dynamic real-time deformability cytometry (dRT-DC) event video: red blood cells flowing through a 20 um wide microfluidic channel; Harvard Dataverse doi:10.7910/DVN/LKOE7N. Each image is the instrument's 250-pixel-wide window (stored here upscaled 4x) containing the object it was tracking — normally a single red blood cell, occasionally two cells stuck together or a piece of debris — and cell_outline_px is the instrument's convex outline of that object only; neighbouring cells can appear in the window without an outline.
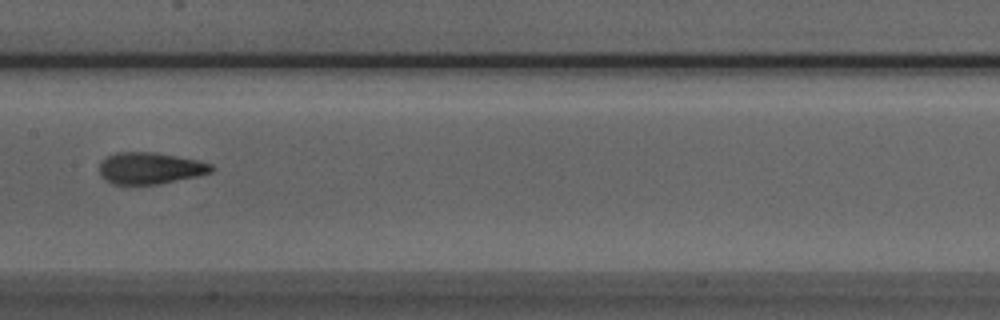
{"species": "Egyptian fruit bat (a non-hibernating species)", "species_latin": "Rousettus aegyptiacus", "temperature_condition": "room temperature", "stored_images_in_passage": 4, "camera_frame_rate_fps": 3000, "um_per_image_px": 0.085, "animal": {"sex": "male"}, "frame": {"image": 1, "passage_image": 4, "time_ms": 1.0, "image_size_px": [1000, 320], "cell_outline_px": [[216, 168], [212, 172], [196, 176], [160, 184], [112, 184], [100, 176], [100, 164], [108, 156], [116, 152], [152, 152], [176, 156], [196, 160], [212, 164]], "centroid_in_image_um": [12.77, 14.3], "position_along_channel_um": 194.6, "area_um2": 20.52}}